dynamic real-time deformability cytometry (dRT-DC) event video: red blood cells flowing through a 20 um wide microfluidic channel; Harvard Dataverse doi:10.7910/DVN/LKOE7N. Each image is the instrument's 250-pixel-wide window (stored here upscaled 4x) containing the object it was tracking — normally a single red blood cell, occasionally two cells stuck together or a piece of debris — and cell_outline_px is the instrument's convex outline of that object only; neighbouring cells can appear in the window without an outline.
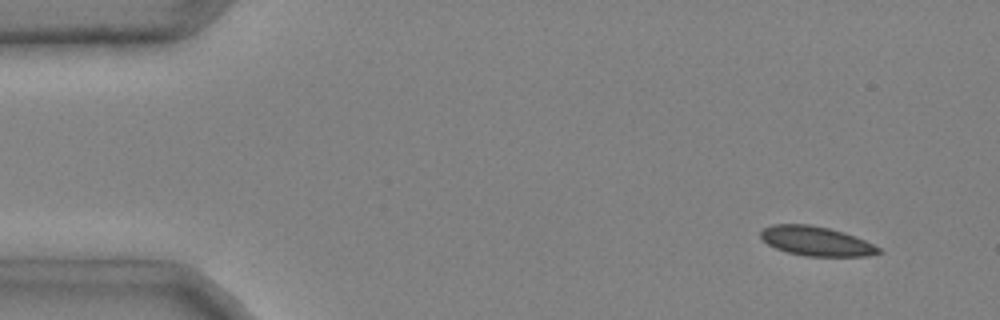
{"species": "common noctule bat (a hibernating species)", "species_latin": "Nyctalus noctula", "temperature_condition": "cold", "stored_images_in_passage": 45, "camera_frame_rate_fps": 3000, "um_per_image_px": 0.085, "animal": {"sex": "male", "body_mass_g": 20.4}, "frame": {"image": 1, "passage_image": 1, "time_ms": 0.0, "image_size_px": [1000, 320], "cell_outline_px": [[884, 252], [868, 256], [804, 256], [788, 252], [776, 248], [768, 244], [760, 236], [760, 232], [764, 228], [772, 224], [808, 224], [828, 228], [844, 232], [856, 236], [880, 248]], "centroid_in_image_um": [69.39, 20.5], "position_along_channel_um": 15.6, "area_um2": 20.17}}
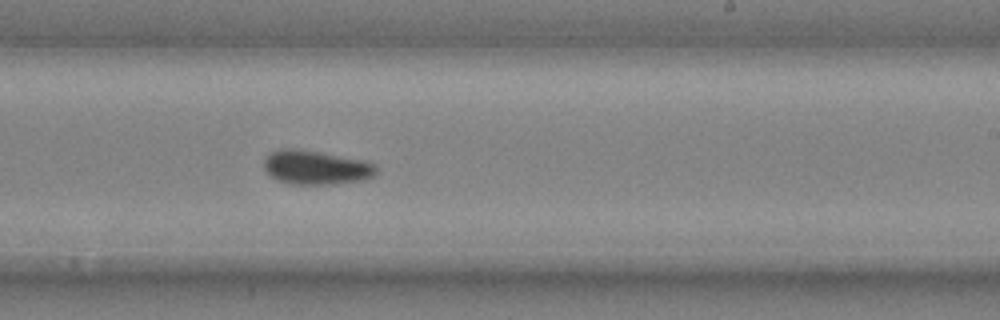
{"frame": {"image": 2, "passage_image": 27, "time_ms": 8.667, "image_size_px": [1000, 320], "cell_outline_px": [[376, 172], [368, 180], [336, 184], [292, 184], [276, 180], [264, 168], [264, 160], [268, 152], [280, 148], [296, 148], [360, 160], [376, 164]], "centroid_in_image_um": [26.83, 14.24], "position_along_channel_um": 262.2, "area_um2": 22.31}}
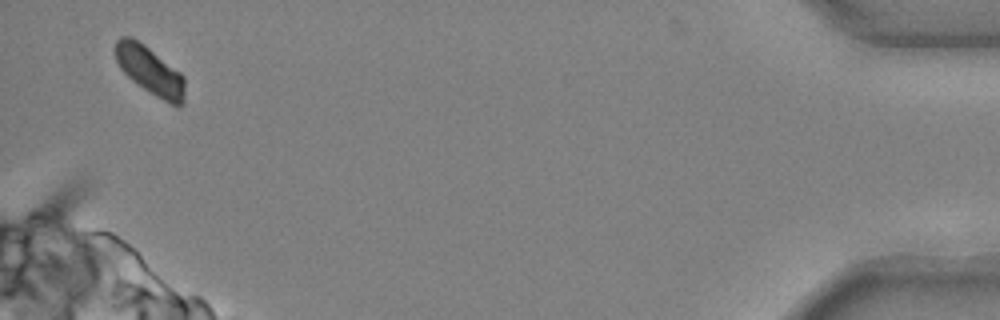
{"frame": {"image": 3, "passage_image": 44, "time_ms": 14.333, "image_size_px": [1000, 320], "cell_outline_px": [[184, 104], [180, 108], [156, 96], [132, 80], [120, 68], [116, 60], [116, 40], [120, 36], [132, 36], [144, 44], [180, 72], [184, 76]], "centroid_in_image_um": [12.76, 5.99], "position_along_channel_um": 422.4, "area_um2": 19.36}, "authors_computed_cell_mechanics": {"area_um2": 21.2126, "velocity_mm_per_s": 3.9696, "shape_relaxation_time_tau1_ms": 4.8246, "shape_relaxation_time_tau2_ms": null, "deformation_change_tau1": 0.1074, "deformation_change_tau2": null}}